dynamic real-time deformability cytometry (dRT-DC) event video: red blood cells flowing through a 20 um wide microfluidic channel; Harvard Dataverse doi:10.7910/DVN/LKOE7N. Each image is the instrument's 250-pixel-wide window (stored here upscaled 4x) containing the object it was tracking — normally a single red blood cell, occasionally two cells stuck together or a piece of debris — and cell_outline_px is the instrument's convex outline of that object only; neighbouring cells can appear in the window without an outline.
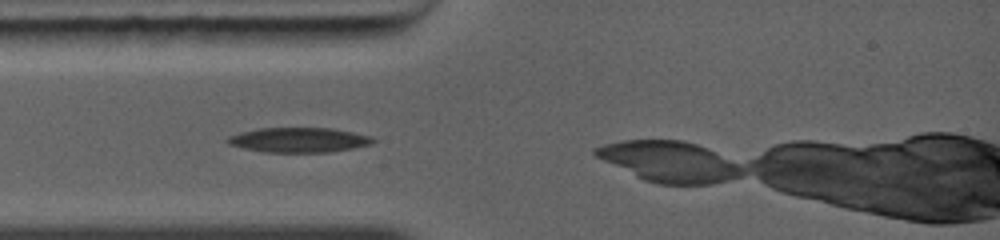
{"species": "common noctule bat (a hibernating species)", "species_latin": "Nyctalus noctula", "temperature_condition": "warm", "stored_images_in_passage": 10, "camera_frame_rate_fps": 5000, "um_per_image_px": 0.085, "animal": {"sex": "female", "body_mass_g": 19.0, "forearm_length_mm": 56.7}, "frame": {"image": 1, "passage_image": 1, "time_ms": 0.0, "image_size_px": [1000, 240], "cell_outline_px": [[376, 140], [372, 144], [332, 152], [264, 152], [244, 148], [228, 144], [224, 140], [228, 136], [240, 132], [260, 128], [332, 128], [372, 136]], "centroid_in_image_um": [25.39, 11.89], "position_along_channel_um": 59.6, "area_um2": 21.1}}